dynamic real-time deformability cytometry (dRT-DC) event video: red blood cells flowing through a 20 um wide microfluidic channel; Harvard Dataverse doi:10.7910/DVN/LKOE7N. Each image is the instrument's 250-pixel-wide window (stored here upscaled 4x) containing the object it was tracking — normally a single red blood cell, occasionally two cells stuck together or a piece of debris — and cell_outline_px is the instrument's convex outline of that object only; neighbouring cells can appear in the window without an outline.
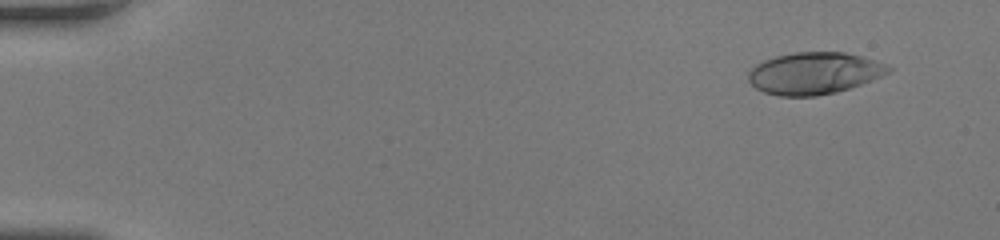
{"species": "human", "species_latin": "Homo sapiens", "temperature_condition": "room temperature", "stored_images_in_passage": 50, "camera_frame_rate_fps": 3000, "um_per_image_px": 0.085, "donor": {"sex": "female"}, "frame": {"image": 1, "passage_image": 4, "time_ms": 1.0, "image_size_px": [1000, 240], "cell_outline_px": [[892, 68], [888, 72], [880, 76], [860, 84], [836, 92], [816, 96], [780, 96], [764, 92], [756, 88], [748, 80], [748, 72], [756, 64], [764, 60], [776, 56], [796, 52], [844, 52], [860, 56], [884, 64]], "centroid_in_image_um": [69.15, 6.23], "position_along_channel_um": 15.9, "area_um2": 33.76}}
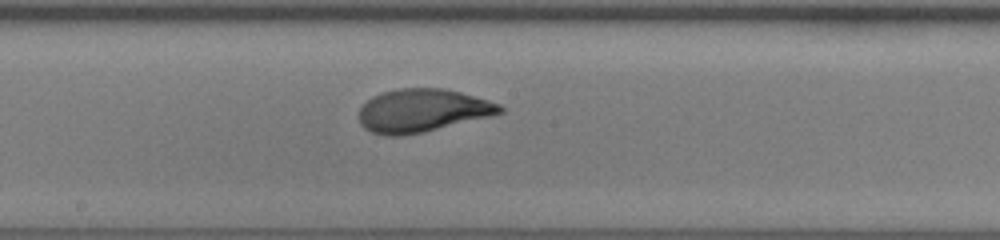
{"frame": {"image": 2, "passage_image": 28, "time_ms": 9.0, "image_size_px": [1000, 240], "cell_outline_px": [[504, 112], [424, 132], [400, 136], [384, 136], [372, 132], [364, 128], [360, 124], [360, 108], [372, 96], [396, 88], [444, 88], [460, 92], [488, 100], [500, 104], [504, 108]], "centroid_in_image_um": [35.87, 9.39], "position_along_channel_um": 212.3, "area_um2": 35.2}}
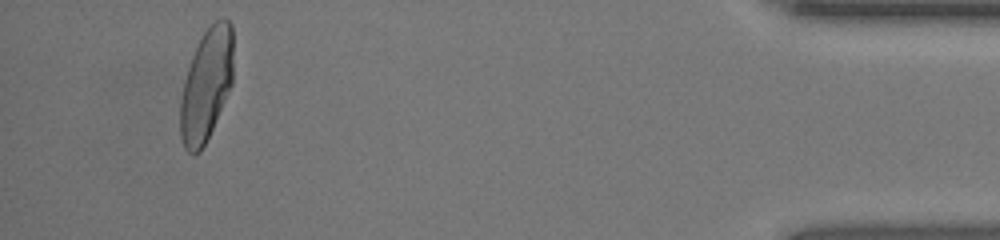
{"frame": {"image": 3, "passage_image": 47, "time_ms": 15.333, "image_size_px": [1000, 240], "cell_outline_px": [[232, 84], [212, 128], [200, 152], [192, 156], [184, 148], [180, 136], [180, 100], [184, 80], [196, 44], [204, 32], [216, 20], [224, 16], [232, 24]], "centroid_in_image_um": [17.52, 7.21], "position_along_channel_um": 417.7, "area_um2": 34.62}, "authors_computed_cell_mechanics": {"area_um2": 34.68, "velocity_mm_per_s": 4.2558, "shape_relaxation_time_tau1_ms": 3.7999, "shape_relaxation_time_tau2_ms": null, "deformation_change_tau1": 0.2028, "deformation_change_tau2": null}}